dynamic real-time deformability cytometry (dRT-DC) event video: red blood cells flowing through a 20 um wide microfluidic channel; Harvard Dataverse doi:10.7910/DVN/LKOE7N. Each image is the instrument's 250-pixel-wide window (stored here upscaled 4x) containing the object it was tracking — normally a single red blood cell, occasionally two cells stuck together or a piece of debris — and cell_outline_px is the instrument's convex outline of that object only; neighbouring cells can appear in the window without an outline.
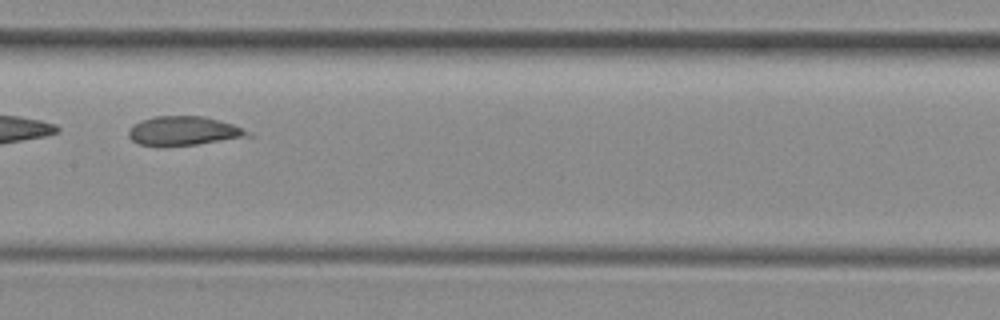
{"species": "common noctule bat (a hibernating species)", "species_latin": "Nyctalus noctula", "temperature_condition": "room temperature", "stored_images_in_passage": 33, "camera_frame_rate_fps": 3000, "um_per_image_px": 0.085, "animal": {"sex": "female", "body_mass_g": 29.2, "forearm_length_mm": 56.3}, "frame": {"image": 1, "passage_image": 10, "time_ms": 3.0, "image_size_px": [1000, 320], "cell_outline_px": [[252, 136], [196, 144], [164, 148], [156, 148], [140, 144], [132, 140], [128, 136], [128, 132], [136, 124], [144, 120], [156, 116], [204, 116], [232, 124], [248, 132]], "centroid_in_image_um": [15.56, 11.16], "position_along_channel_um": 191.8, "area_um2": 20.17}}
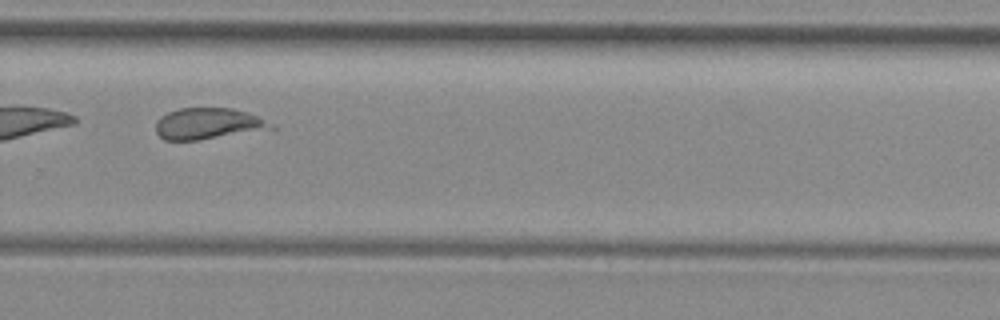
{"frame": {"image": 2, "passage_image": 19, "time_ms": 6.0, "image_size_px": [1000, 320], "cell_outline_px": [[276, 128], [200, 140], [164, 140], [156, 132], [156, 120], [160, 116], [168, 112], [180, 108], [232, 108], [248, 112], [256, 116]], "centroid_in_image_um": [17.62, 10.51], "position_along_channel_um": 312.2, "area_um2": 20.81}}